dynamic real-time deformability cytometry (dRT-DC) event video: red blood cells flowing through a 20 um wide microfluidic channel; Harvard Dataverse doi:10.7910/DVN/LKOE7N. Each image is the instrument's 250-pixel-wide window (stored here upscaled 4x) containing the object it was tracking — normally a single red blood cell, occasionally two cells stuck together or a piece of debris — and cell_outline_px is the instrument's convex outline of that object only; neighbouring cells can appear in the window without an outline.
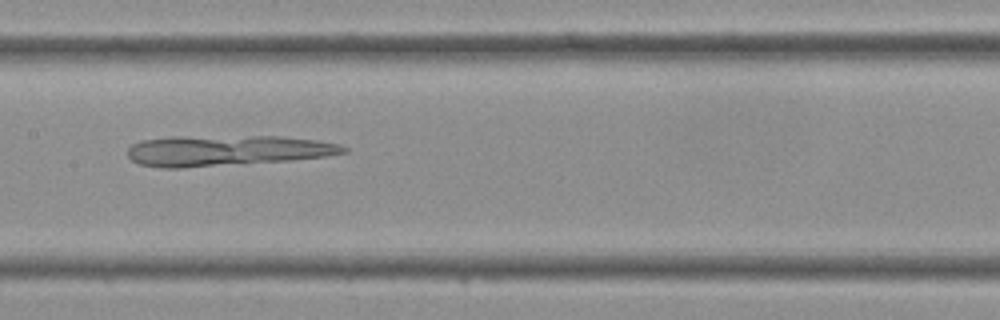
{"species": "Egyptian fruit bat (a non-hibernating species)", "species_latin": "Rousettus aegyptiacus", "temperature_condition": "cold", "stored_images_in_passage": 39, "camera_frame_rate_fps": 3000, "um_per_image_px": 0.085, "frame": {"image": 1, "passage_image": 18, "time_ms": 5.667, "image_size_px": [1000, 320], "cell_outline_px": [[348, 152], [328, 156], [292, 160], [184, 168], [160, 168], [140, 164], [132, 160], [128, 156], [128, 148], [132, 144], [140, 140], [172, 136], [280, 136], [316, 140], [340, 144], [348, 148]], "centroid_in_image_um": [19.27, 12.79], "position_along_channel_um": 188.1, "area_um2": 38.96}}
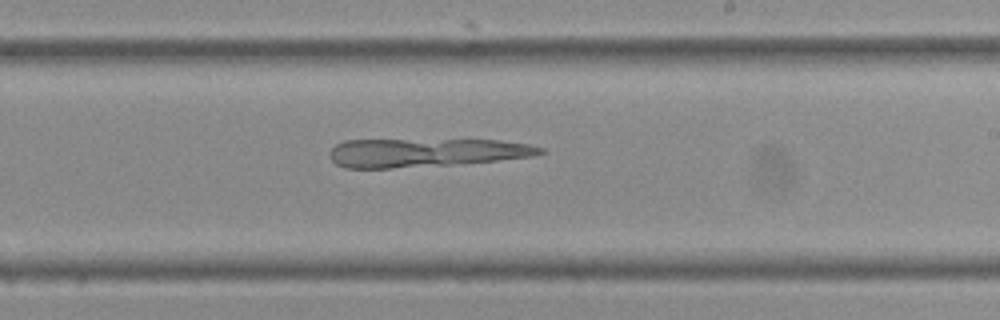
{"frame": {"image": 2, "passage_image": 22, "time_ms": 7.0, "image_size_px": [1000, 320], "cell_outline_px": [[544, 152], [532, 156], [496, 160], [448, 164], [392, 168], [344, 168], [336, 164], [328, 156], [328, 152], [336, 144], [344, 140], [500, 140], [528, 144], [544, 148]], "centroid_in_image_um": [36.11, 12.96], "position_along_channel_um": 252.9, "area_um2": 34.74}}
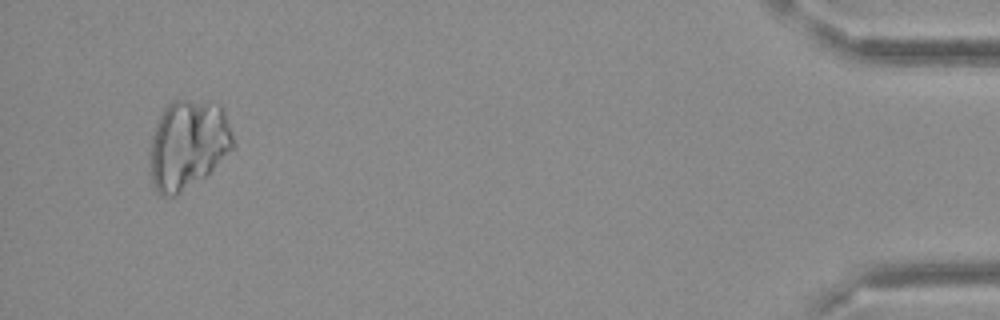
{"frame": {"image": 3, "passage_image": 37, "time_ms": 12.0, "image_size_px": [1000, 320], "cell_outline_px": [[232, 148], [204, 176], [176, 196], [160, 196], [156, 192], [152, 184], [152, 136], [156, 124], [164, 108], [172, 100], [208, 100], [220, 104], [224, 112], [232, 136]], "centroid_in_image_um": [15.96, 12.26], "position_along_channel_um": 419.2, "area_um2": 42.48}}